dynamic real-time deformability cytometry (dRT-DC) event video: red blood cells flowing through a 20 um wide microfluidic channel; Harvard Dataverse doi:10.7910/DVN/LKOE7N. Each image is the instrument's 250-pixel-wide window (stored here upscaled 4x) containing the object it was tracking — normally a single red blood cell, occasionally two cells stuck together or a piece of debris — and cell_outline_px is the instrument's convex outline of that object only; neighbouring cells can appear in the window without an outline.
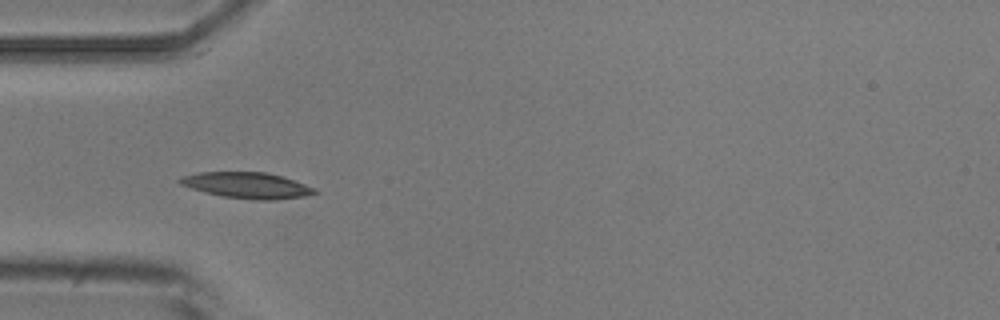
{"species": "common noctule bat (a hibernating species)", "species_latin": "Nyctalus noctula", "temperature_condition": "room temperature", "stored_images_in_passage": 7, "camera_frame_rate_fps": 3000, "um_per_image_px": 0.085, "animal": {"sex": "male", "body_mass_g": 20.5, "forearm_length_mm": 52.5}, "frame": {"image": 1, "passage_image": 4, "time_ms": 3.333, "image_size_px": [1000, 320], "cell_outline_px": [[316, 192], [304, 196], [276, 200], [256, 200], [224, 196], [192, 188], [180, 184], [176, 180], [180, 176], [200, 172], [264, 172], [280, 176], [316, 188]], "centroid_in_image_um": [20.97, 15.75], "position_along_channel_um": 64.0, "area_um2": 20.06}}
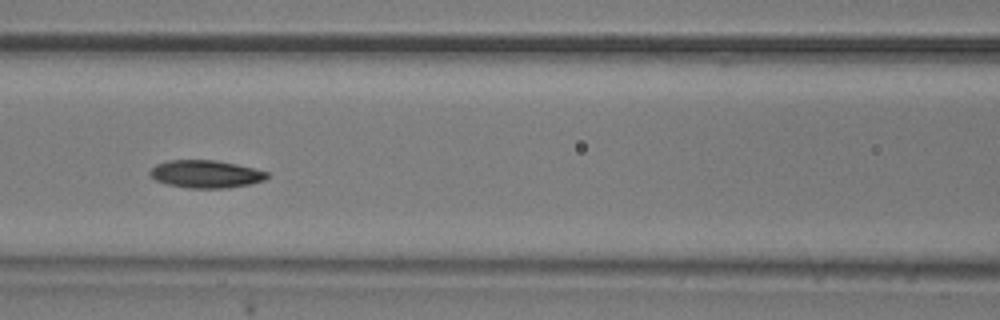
{"frame": {"image": 2, "passage_image": 6, "time_ms": 5.667, "image_size_px": [1000, 320], "cell_outline_px": [[268, 176], [264, 180], [248, 184], [228, 188], [192, 188], [168, 184], [156, 180], [148, 172], [156, 164], [168, 160], [216, 160], [236, 164], [268, 172]], "centroid_in_image_um": [17.48, 14.79], "position_along_channel_um": 149.1, "area_um2": 18.67}}
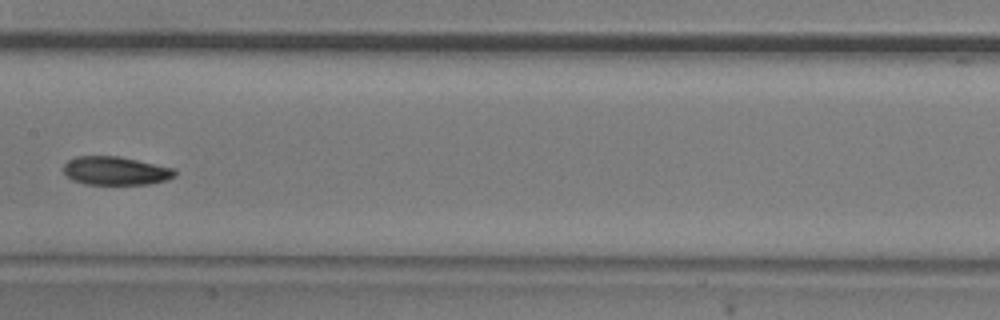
{"frame": {"image": 3, "passage_image": 7, "time_ms": 7.0, "image_size_px": [1000, 320], "cell_outline_px": [[176, 176], [168, 180], [148, 184], [84, 184], [72, 180], [64, 172], [64, 164], [68, 160], [76, 156], [120, 156], [176, 168]], "centroid_in_image_um": [9.86, 14.51], "position_along_channel_um": 197.5, "area_um2": 18.67}}